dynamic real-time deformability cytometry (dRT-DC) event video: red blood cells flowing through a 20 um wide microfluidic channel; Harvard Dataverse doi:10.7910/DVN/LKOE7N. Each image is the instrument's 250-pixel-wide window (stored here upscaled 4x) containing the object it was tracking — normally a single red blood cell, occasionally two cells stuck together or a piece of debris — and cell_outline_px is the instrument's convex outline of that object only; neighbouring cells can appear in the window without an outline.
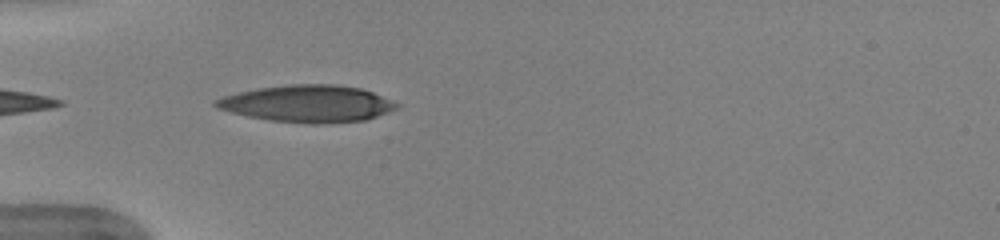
{"species": "human", "species_latin": "Homo sapiens", "temperature_condition": "warm", "stored_images_in_passage": 30, "camera_frame_rate_fps": 3000, "um_per_image_px": 0.085, "donor": {"sex": "female"}, "frame": {"image": 1, "passage_image": 1, "time_ms": 0.0, "image_size_px": [1000, 240], "cell_outline_px": [[400, 108], [364, 120], [320, 124], [312, 124], [268, 120], [248, 116], [216, 108], [212, 104], [212, 100], [224, 96], [256, 88], [288, 84], [336, 84], [360, 88], [372, 92], [400, 104]], "centroid_in_image_um": [26.13, 8.81], "position_along_channel_um": 58.9, "area_um2": 39.07}}
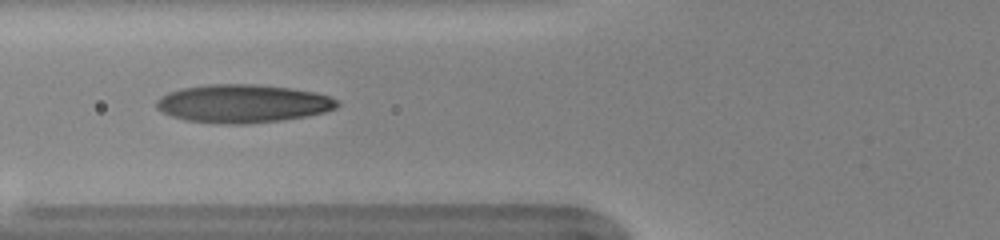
{"frame": {"image": 2, "passage_image": 5, "time_ms": 1.333, "image_size_px": [1000, 240], "cell_outline_px": [[340, 104], [336, 108], [324, 112], [284, 120], [244, 124], [228, 124], [184, 120], [172, 116], [156, 108], [156, 100], [160, 96], [168, 92], [184, 88], [208, 84], [252, 84], [292, 88], [316, 92], [340, 100]], "centroid_in_image_um": [20.65, 8.8], "position_along_channel_um": 105.1, "area_um2": 40.29}, "authors_computed_cell_mechanics": {"area_um2": 38.9572, "velocity_mm_per_s": 4.0088, "shape_relaxation_time_tau1_ms": 5.2383, "shape_relaxation_time_tau2_ms": 0.9116, "deformation_change_tau1": 0.2505, "deformation_change_tau2": 0.0868}}